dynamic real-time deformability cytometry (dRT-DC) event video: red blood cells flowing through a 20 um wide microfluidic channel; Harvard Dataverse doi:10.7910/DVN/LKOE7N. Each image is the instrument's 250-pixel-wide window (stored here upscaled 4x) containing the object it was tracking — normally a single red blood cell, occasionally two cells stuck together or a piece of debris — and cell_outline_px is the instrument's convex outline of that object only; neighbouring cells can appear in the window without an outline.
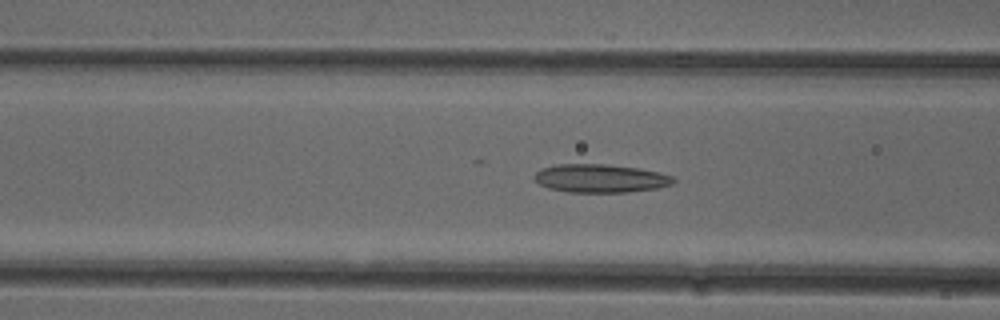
{"species": "common noctule bat (a hibernating species)", "species_latin": "Nyctalus noctula", "temperature_condition": "cold", "stored_images_in_passage": 51, "camera_frame_rate_fps": 3000, "um_per_image_px": 0.085, "animal": {"sex": "female"}, "frame": {"image": 1, "passage_image": 19, "time_ms": 6.0, "image_size_px": [1000, 320], "cell_outline_px": [[676, 180], [672, 184], [656, 188], [628, 192], [568, 192], [548, 188], [540, 184], [532, 176], [540, 168], [556, 164], [608, 164], [636, 168], [656, 172], [672, 176]], "centroid_in_image_um": [50.98, 15.16], "position_along_channel_um": 115.6, "area_um2": 22.89}}
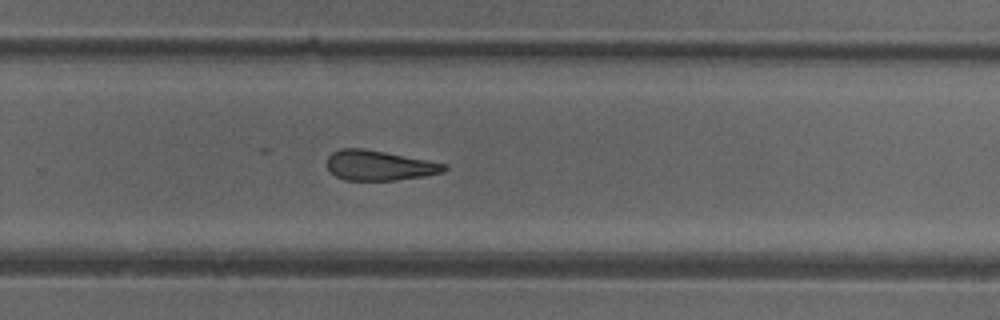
{"frame": {"image": 2, "passage_image": 33, "time_ms": 10.667, "image_size_px": [1000, 320], "cell_outline_px": [[448, 168], [444, 172], [424, 176], [396, 180], [344, 180], [336, 176], [328, 168], [328, 156], [332, 152], [340, 148], [364, 148], [448, 164]], "centroid_in_image_um": [32.25, 14.06], "position_along_channel_um": 297.5, "area_um2": 20.46}}
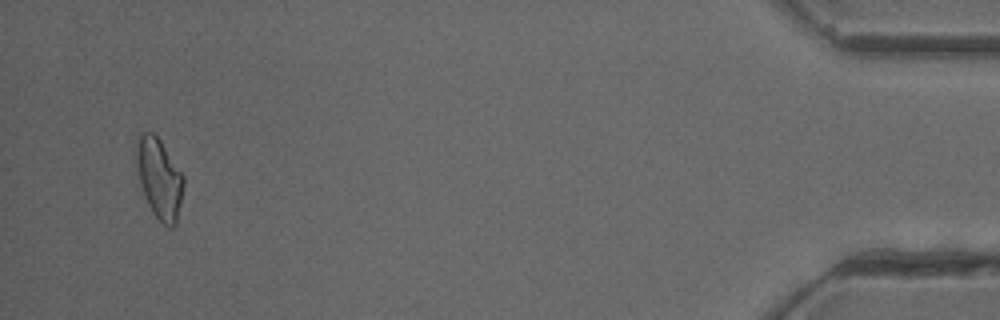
{"frame": {"image": 3, "passage_image": 49, "time_ms": 16.0, "image_size_px": [1000, 320], "cell_outline_px": [[184, 184], [176, 224], [172, 228], [168, 228], [152, 212], [144, 196], [140, 184], [136, 160], [136, 148], [140, 132], [152, 132], [160, 140], [184, 176]], "centroid_in_image_um": [13.54, 15.17], "position_along_channel_um": 421.7, "area_um2": 21.85}, "authors_computed_cell_mechanics": {"area_um2": 21.9062, "velocity_mm_per_s": 3.9061, "shape_relaxation_time_tau1_ms": null, "shape_relaxation_time_tau2_ms": 4.3673, "deformation_change_tau1": null, "deformation_change_tau2": 0.1643}}